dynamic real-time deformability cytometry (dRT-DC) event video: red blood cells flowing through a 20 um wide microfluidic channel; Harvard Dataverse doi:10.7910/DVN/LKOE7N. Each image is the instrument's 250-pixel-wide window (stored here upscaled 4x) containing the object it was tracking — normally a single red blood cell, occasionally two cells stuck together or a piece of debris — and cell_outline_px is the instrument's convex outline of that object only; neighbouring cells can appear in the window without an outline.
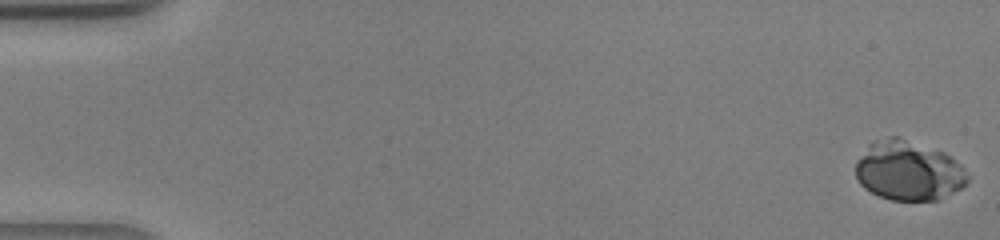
{"species": "human", "species_latin": "Homo sapiens", "temperature_condition": "warm", "stored_images_in_passage": 42, "camera_frame_rate_fps": 3000, "um_per_image_px": 0.085, "donor": {"sex": "male"}, "frame": {"image": 1, "passage_image": 1, "time_ms": 0.0, "image_size_px": [1000, 240], "cell_outline_px": [[968, 180], [960, 188], [940, 200], [892, 200], [880, 196], [864, 188], [860, 184], [856, 176], [856, 160], [868, 144], [872, 140], [892, 136], [896, 136], [944, 152], [960, 164], [964, 168], [968, 176]], "centroid_in_image_um": [77.19, 14.5], "position_along_channel_um": 7.8, "area_um2": 38.84}}
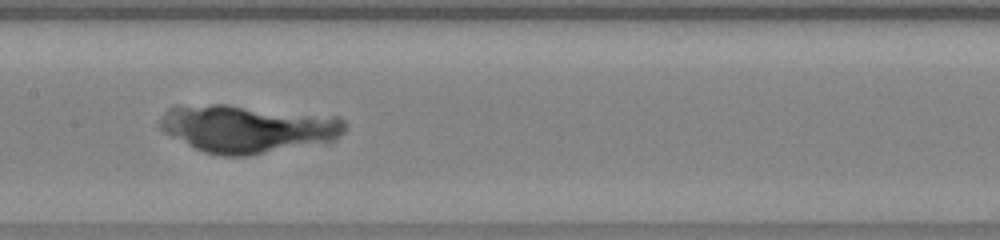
{"frame": {"image": 2, "passage_image": 22, "time_ms": 7.0, "image_size_px": [1000, 240], "cell_outline_px": [[348, 128], [340, 136], [328, 144], [248, 156], [220, 156], [204, 152], [164, 132], [160, 128], [160, 120], [164, 112], [168, 108], [176, 104], [228, 104], [340, 116], [348, 124]], "centroid_in_image_um": [21.14, 10.94], "position_along_channel_um": 186.3, "area_um2": 52.94}}
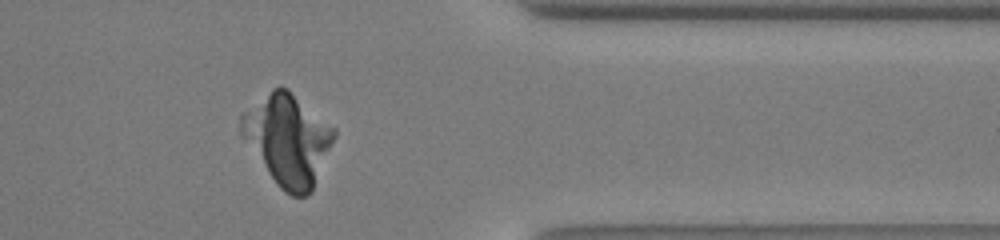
{"frame": {"image": 3, "passage_image": 35, "time_ms": 11.333, "image_size_px": [1000, 240], "cell_outline_px": [[336, 136], [312, 192], [308, 196], [292, 196], [284, 192], [276, 184], [240, 132], [240, 112], [272, 88], [288, 88], [336, 128]], "centroid_in_image_um": [24.48, 11.85], "position_along_channel_um": 386.9, "area_um2": 49.13}}